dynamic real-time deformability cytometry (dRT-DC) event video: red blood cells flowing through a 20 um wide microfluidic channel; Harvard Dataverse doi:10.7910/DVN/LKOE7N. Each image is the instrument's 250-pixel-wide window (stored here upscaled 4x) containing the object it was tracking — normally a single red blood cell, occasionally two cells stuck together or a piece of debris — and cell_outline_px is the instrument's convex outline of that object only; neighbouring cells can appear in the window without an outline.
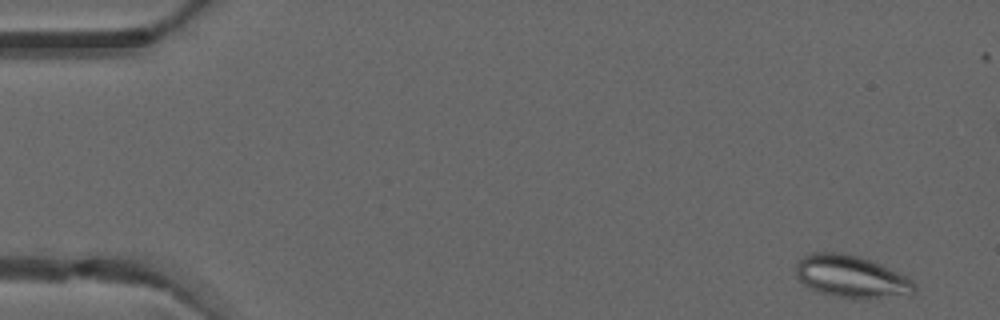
{"species": "common noctule bat (a hibernating species)", "species_latin": "Nyctalus noctula", "temperature_condition": "warm", "stored_images_in_passage": 6, "camera_frame_rate_fps": 3000, "um_per_image_px": 0.085, "animal": {"sex": "male", "forearm_length_mm": 52.5}, "frame": {"image": 1, "passage_image": 1, "time_ms": 0.0, "image_size_px": [1000, 320], "cell_outline_px": [[916, 292], [912, 296], [864, 300], [836, 296], [820, 292], [804, 284], [796, 276], [796, 264], [804, 256], [812, 252], [844, 252], [860, 256], [872, 260], [908, 276], [916, 284]], "centroid_in_image_um": [72.46, 23.53], "position_along_channel_um": 12.5, "area_um2": 30.0}}